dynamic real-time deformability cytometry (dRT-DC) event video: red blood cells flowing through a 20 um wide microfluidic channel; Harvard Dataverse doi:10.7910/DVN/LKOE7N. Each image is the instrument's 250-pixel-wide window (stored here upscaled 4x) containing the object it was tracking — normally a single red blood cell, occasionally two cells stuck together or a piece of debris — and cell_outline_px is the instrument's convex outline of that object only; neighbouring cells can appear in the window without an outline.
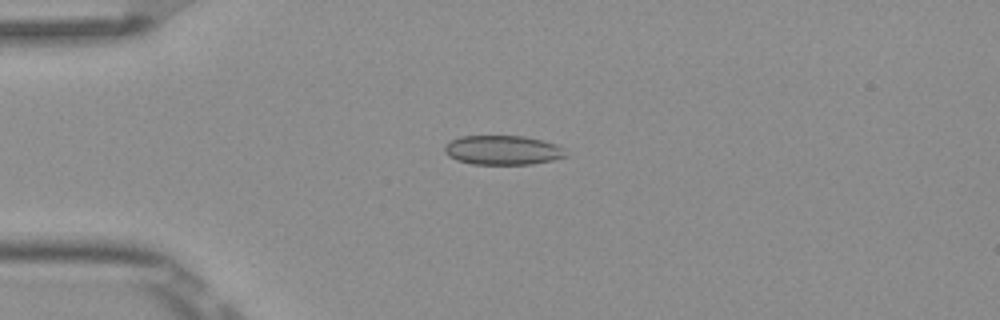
{"species": "Egyptian fruit bat (a non-hibernating species)", "species_latin": "Rousettus aegyptiacus", "temperature_condition": "room temperature", "stored_images_in_passage": 7, "camera_frame_rate_fps": 3000, "um_per_image_px": 0.085, "frame": {"image": 1, "passage_image": 3, "time_ms": 0.667, "image_size_px": [1000, 320], "cell_outline_px": [[568, 156], [552, 160], [532, 164], [472, 164], [456, 160], [448, 156], [444, 152], [444, 148], [452, 140], [460, 136], [524, 136], [544, 140], [556, 144], [564, 148]], "centroid_in_image_um": [42.76, 12.76], "position_along_channel_um": 42.2, "area_um2": 20.81}}
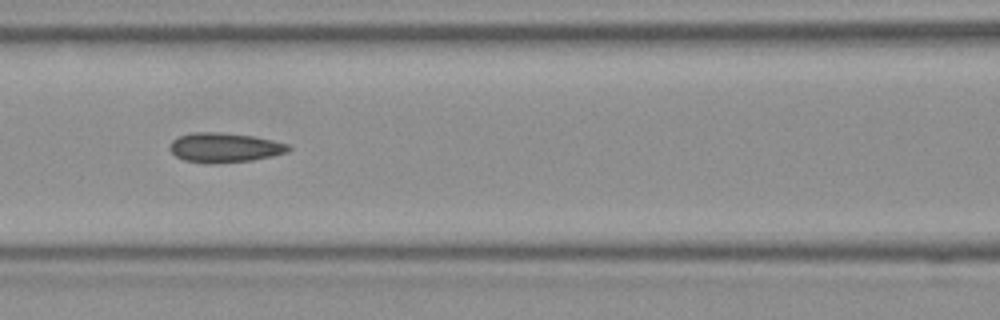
{"frame": {"image": 2, "passage_image": 6, "time_ms": 1.667, "image_size_px": [1000, 320], "cell_outline_px": [[292, 148], [288, 152], [272, 156], [252, 160], [208, 164], [184, 160], [176, 156], [168, 148], [172, 140], [180, 136], [192, 132], [220, 132], [252, 136], [272, 140], [288, 144]], "centroid_in_image_um": [19.08, 12.54], "position_along_channel_um": 147.5, "area_um2": 20.46}}
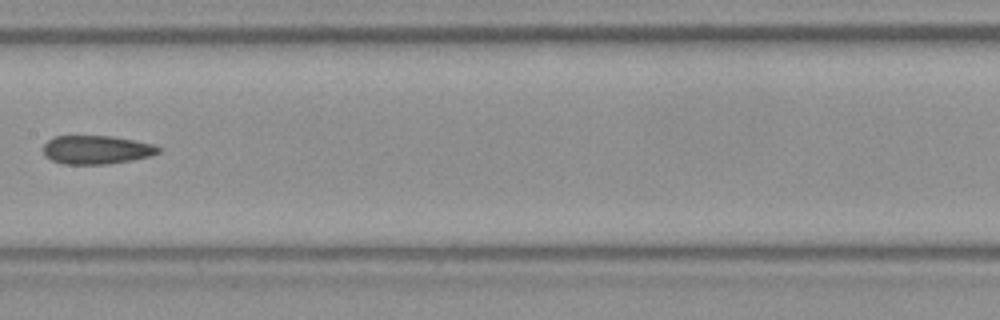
{"frame": {"image": 3, "passage_image": 7, "time_ms": 2.0, "image_size_px": [1000, 320], "cell_outline_px": [[160, 152], [152, 156], [132, 160], [108, 164], [64, 164], [52, 160], [44, 156], [44, 144], [48, 140], [56, 136], [112, 136], [152, 144], [160, 148]], "centroid_in_image_um": [8.2, 12.74], "position_along_channel_um": 199.2, "area_um2": 19.13}}